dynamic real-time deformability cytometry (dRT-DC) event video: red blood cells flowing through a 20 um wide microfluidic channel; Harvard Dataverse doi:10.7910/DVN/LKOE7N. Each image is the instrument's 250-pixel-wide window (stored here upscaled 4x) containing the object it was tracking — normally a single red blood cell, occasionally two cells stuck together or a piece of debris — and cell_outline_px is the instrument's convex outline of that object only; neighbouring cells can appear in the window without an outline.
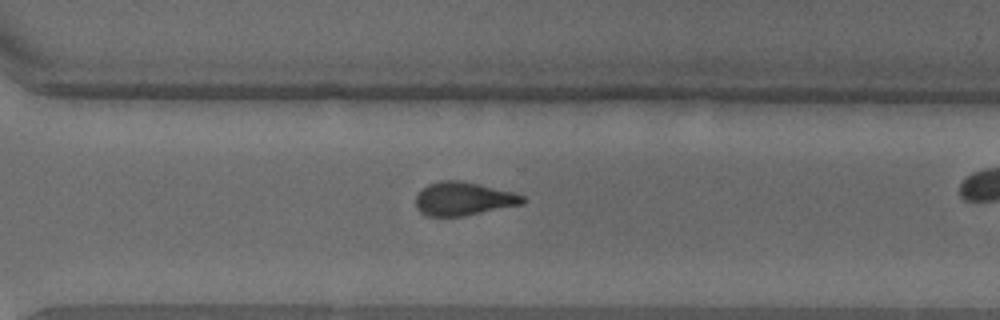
{"species": "common noctule bat (a hibernating species)", "species_latin": "Nyctalus noctula", "temperature_condition": "warm", "stored_images_in_passage": 21, "camera_frame_rate_fps": 3000, "um_per_image_px": 0.085, "animal": {"sex": "male", "body_mass_g": 18.8}, "frame": {"image": 1, "passage_image": 18, "time_ms": 5.667, "image_size_px": [1000, 320], "cell_outline_px": [[528, 200], [524, 204], [464, 216], [428, 216], [420, 212], [416, 208], [416, 196], [428, 184], [444, 180], [460, 180], [480, 184], [512, 192], [524, 196]], "centroid_in_image_um": [39.42, 16.9], "position_along_channel_um": 331.2, "area_um2": 20.87}}